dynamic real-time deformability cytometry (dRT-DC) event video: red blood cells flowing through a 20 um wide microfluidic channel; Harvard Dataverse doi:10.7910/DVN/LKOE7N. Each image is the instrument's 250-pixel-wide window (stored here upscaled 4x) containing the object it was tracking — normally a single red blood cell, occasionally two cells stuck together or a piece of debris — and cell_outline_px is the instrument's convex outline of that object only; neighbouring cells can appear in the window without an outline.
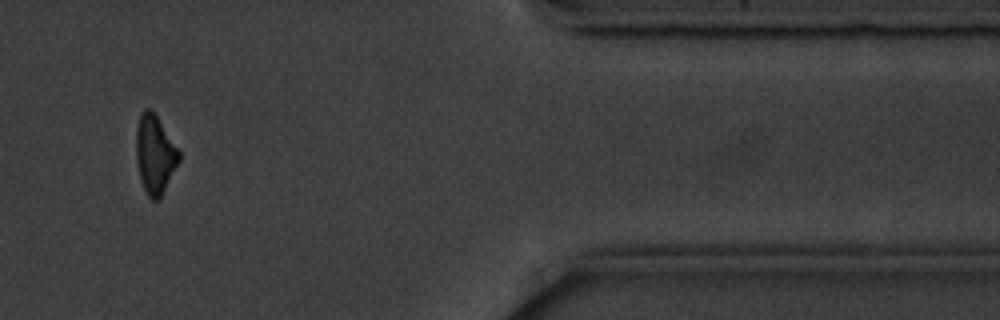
{"species": "common noctule bat (a hibernating species)", "species_latin": "Nyctalus noctula", "temperature_condition": "cold", "stored_images_in_passage": 12, "camera_frame_rate_fps": 3000, "um_per_image_px": 0.085, "animal": {"sex": "male", "body_mass_g": 20.1, "forearm_length_mm": 53.5}, "frame": {"image": 1, "passage_image": 10, "time_ms": 11.333, "image_size_px": [1000, 320], "cell_outline_px": [[180, 160], [160, 200], [152, 200], [148, 196], [140, 180], [136, 160], [136, 128], [140, 112], [144, 108], [152, 108], [180, 152]], "centroid_in_image_um": [13.16, 13.11], "position_along_channel_um": 398.2, "area_um2": 19.88}, "authors_computed_cell_mechanics": {"area_um2": 21.0681, "velocity_mm_per_s": 3.5574, "shape_relaxation_time_tau1_ms": 4.2193, "shape_relaxation_time_tau2_ms": null, "deformation_change_tau1": 0.1536, "deformation_change_tau2": null}}